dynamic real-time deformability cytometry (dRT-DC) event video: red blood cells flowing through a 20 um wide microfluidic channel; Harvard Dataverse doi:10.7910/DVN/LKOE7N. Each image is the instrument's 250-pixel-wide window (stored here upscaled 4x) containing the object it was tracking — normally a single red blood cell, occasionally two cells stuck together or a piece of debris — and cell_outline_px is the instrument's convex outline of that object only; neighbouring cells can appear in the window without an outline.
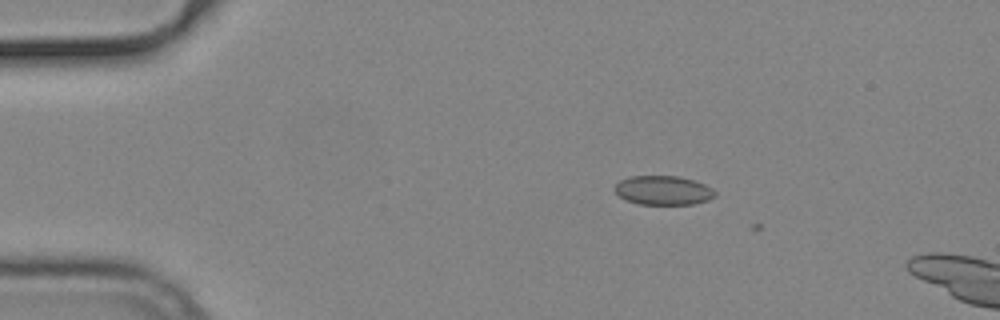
{"species": "common noctule bat (a hibernating species)", "species_latin": "Nyctalus noctula", "temperature_condition": "cold", "stored_images_in_passage": 5, "camera_frame_rate_fps": 3000, "um_per_image_px": 0.085, "animal": {"sex": "male", "body_mass_g": 19.2, "forearm_length_mm": 51.8}, "frame": {"image": 1, "passage_image": 3, "time_ms": 0.667, "image_size_px": [1000, 320], "cell_outline_px": [[716, 196], [708, 200], [692, 204], [636, 204], [624, 200], [612, 188], [620, 180], [628, 176], [680, 176], [696, 180], [712, 188], [716, 192]], "centroid_in_image_um": [56.36, 16.17], "position_along_channel_um": 28.6, "area_um2": 17.28}}